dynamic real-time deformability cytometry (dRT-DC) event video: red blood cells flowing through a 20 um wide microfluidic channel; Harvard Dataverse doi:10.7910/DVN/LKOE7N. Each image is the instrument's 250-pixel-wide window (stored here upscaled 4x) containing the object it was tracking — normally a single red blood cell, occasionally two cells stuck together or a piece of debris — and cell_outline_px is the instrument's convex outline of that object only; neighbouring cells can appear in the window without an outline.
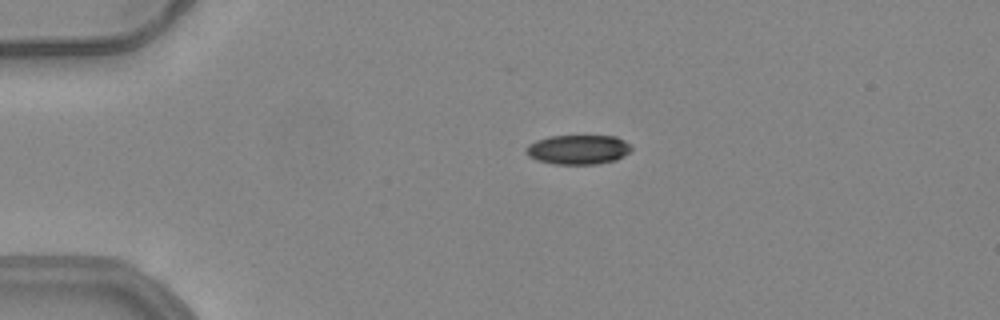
{"species": "common noctule bat (a hibernating species)", "species_latin": "Nyctalus noctula", "temperature_condition": "warm", "stored_images_in_passage": 47, "camera_frame_rate_fps": 3000, "um_per_image_px": 0.085, "animal": {"sex": "female", "body_mass_g": 24.6, "forearm_length_mm": 56.2}, "frame": {"image": 1, "passage_image": 6, "time_ms": 1.667, "image_size_px": [1000, 320], "cell_outline_px": [[632, 148], [624, 156], [616, 160], [596, 164], [552, 164], [536, 160], [528, 156], [524, 152], [528, 144], [536, 140], [548, 136], [616, 136], [632, 144]], "centroid_in_image_um": [49.13, 12.71], "position_along_channel_um": 35.9, "area_um2": 18.32}}
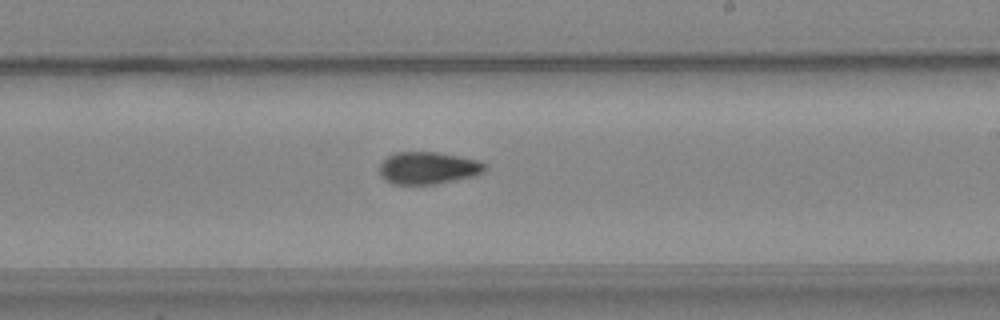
{"frame": {"image": 2, "passage_image": 26, "time_ms": 8.333, "image_size_px": [1000, 320], "cell_outline_px": [[488, 168], [484, 172], [476, 176], [436, 184], [392, 184], [384, 180], [380, 176], [380, 164], [388, 156], [396, 152], [436, 152], [480, 160]], "centroid_in_image_um": [36.41, 14.29], "position_along_channel_um": 252.6, "area_um2": 20.0}}
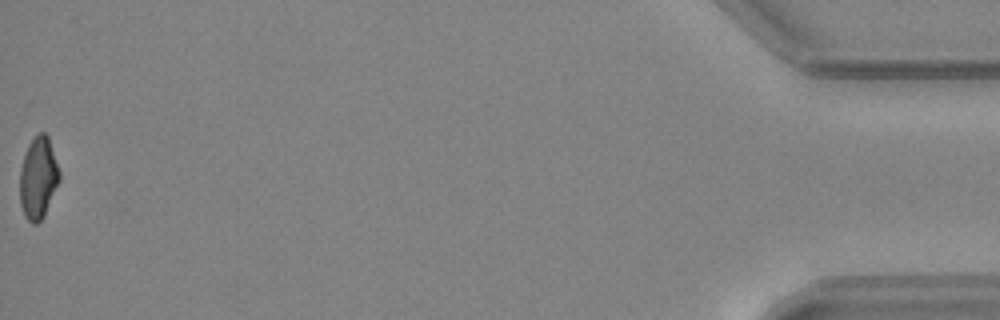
{"frame": {"image": 3, "passage_image": 47, "time_ms": 15.333, "image_size_px": [1000, 320], "cell_outline_px": [[60, 180], [44, 216], [36, 224], [32, 224], [24, 216], [20, 204], [20, 168], [28, 144], [40, 132], [44, 132], [48, 136], [60, 172]], "centroid_in_image_um": [3.24, 15.15], "position_along_channel_um": 432.0, "area_um2": 18.84}, "authors_computed_cell_mechanics": {"area_um2": 19.7098, "velocity_mm_per_s": 3.9617, "shape_relaxation_time_tau1_ms": null, "shape_relaxation_time_tau2_ms": 8.5105, "deformation_change_tau1": null, "deformation_change_tau2": 0.1466}}